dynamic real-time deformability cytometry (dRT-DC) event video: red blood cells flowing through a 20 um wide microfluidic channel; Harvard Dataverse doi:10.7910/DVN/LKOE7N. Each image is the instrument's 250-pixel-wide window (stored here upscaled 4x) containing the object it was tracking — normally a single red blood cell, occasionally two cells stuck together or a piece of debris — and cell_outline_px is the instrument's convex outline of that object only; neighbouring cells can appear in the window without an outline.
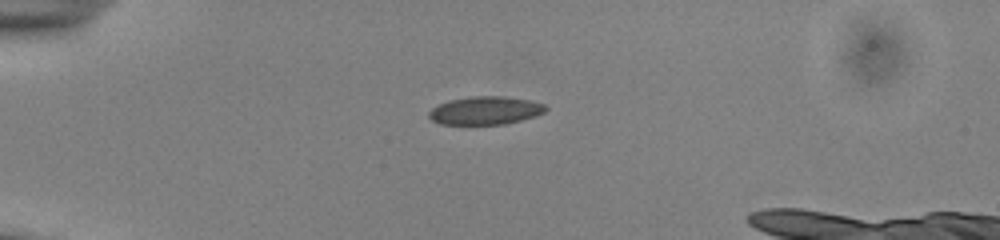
{"species": "common noctule bat (a hibernating species)", "species_latin": "Nyctalus noctula", "temperature_condition": "cold", "stored_images_in_passage": 39, "camera_frame_rate_fps": 3000, "um_per_image_px": 0.085, "animal": {"sex": "male", "body_mass_g": 13.0, "forearm_length_mm": 53.1}, "frame": {"image": 1, "passage_image": 1, "time_ms": 0.0, "image_size_px": [1000, 240], "cell_outline_px": [[548, 108], [544, 112], [536, 116], [504, 124], [440, 124], [432, 120], [428, 116], [428, 112], [432, 108], [448, 100], [472, 96], [504, 96], [528, 100], [544, 104]], "centroid_in_image_um": [41.24, 9.39], "position_along_channel_um": 43.8, "area_um2": 19.07}}
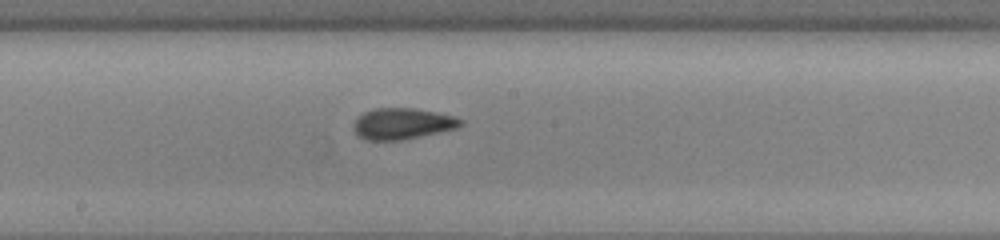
{"frame": {"image": 2, "passage_image": 17, "time_ms": 5.333, "image_size_px": [1000, 240], "cell_outline_px": [[464, 124], [456, 128], [440, 132], [400, 140], [368, 140], [360, 136], [352, 128], [352, 124], [356, 116], [364, 112], [376, 108], [416, 108], [456, 116], [464, 120]], "centroid_in_image_um": [34.21, 10.5], "position_along_channel_um": 214.0, "area_um2": 19.59}}
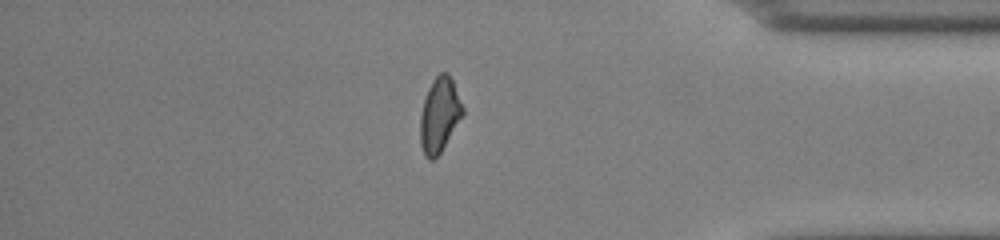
{"frame": {"image": 3, "passage_image": 33, "time_ms": 10.667, "image_size_px": [1000, 240], "cell_outline_px": [[464, 112], [440, 152], [432, 160], [428, 160], [424, 156], [420, 144], [420, 116], [424, 100], [428, 88], [432, 80], [440, 72], [448, 72], [452, 80], [464, 108]], "centroid_in_image_um": [37.33, 9.76], "position_along_channel_um": 397.9, "area_um2": 18.26}}